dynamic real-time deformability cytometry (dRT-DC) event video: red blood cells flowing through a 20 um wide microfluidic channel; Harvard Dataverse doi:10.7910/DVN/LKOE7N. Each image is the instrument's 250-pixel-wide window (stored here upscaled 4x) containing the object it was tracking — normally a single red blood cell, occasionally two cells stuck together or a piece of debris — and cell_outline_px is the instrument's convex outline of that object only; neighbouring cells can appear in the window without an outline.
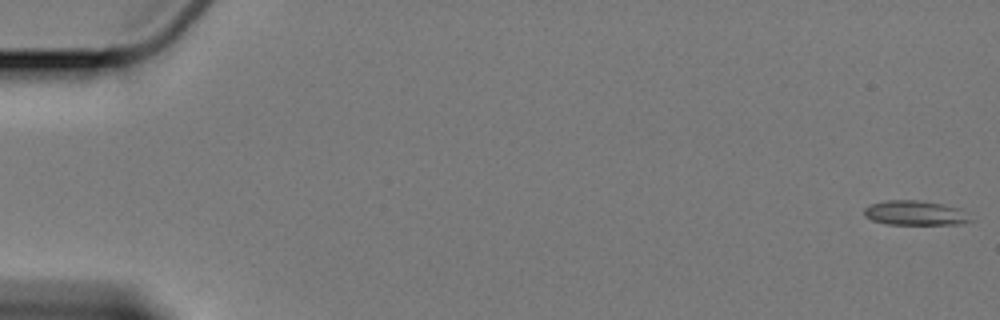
{"species": "Egyptian fruit bat (a non-hibernating species)", "species_latin": "Rousettus aegyptiacus", "temperature_condition": "cold", "stored_images_in_passage": 6, "camera_frame_rate_fps": 3000, "um_per_image_px": 0.085, "animal": {"sex": "female"}, "frame": {"image": 1, "passage_image": 1, "time_ms": 0.0, "image_size_px": [1000, 320], "cell_outline_px": [[972, 220], [960, 224], [888, 224], [872, 220], [864, 216], [864, 208], [872, 204], [884, 200], [920, 200], [940, 204], [956, 208]], "centroid_in_image_um": [77.69, 18.1], "position_along_channel_um": 7.3, "area_um2": 14.85}}
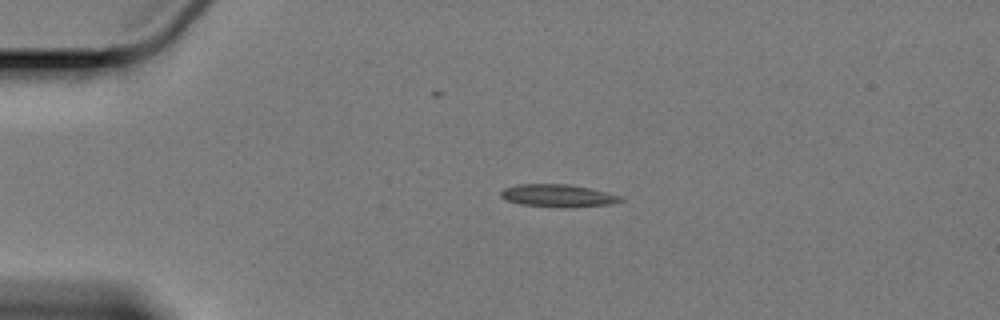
{"frame": {"image": 2, "passage_image": 4, "time_ms": 4.333, "image_size_px": [1000, 320], "cell_outline_px": [[624, 200], [612, 204], [572, 208], [556, 208], [520, 204], [504, 200], [500, 196], [500, 192], [504, 188], [520, 184], [564, 184], [588, 188], [620, 196]], "centroid_in_image_um": [47.38, 16.66], "position_along_channel_um": 37.6, "area_um2": 15.9}}
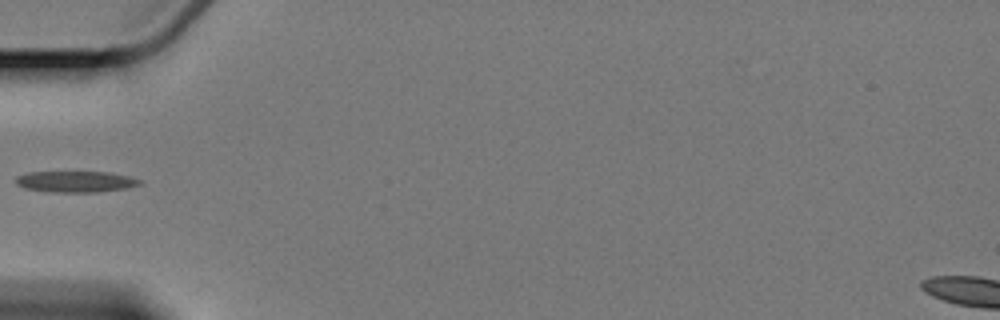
{"frame": {"image": 3, "passage_image": 6, "time_ms": 6.667, "image_size_px": [1000, 320], "cell_outline_px": [[140, 184], [124, 188], [96, 192], [48, 192], [24, 188], [16, 184], [16, 176], [28, 172], [108, 172], [128, 176], [140, 180]], "centroid_in_image_um": [6.36, 15.44], "position_along_channel_um": 78.6, "area_um2": 15.14}}